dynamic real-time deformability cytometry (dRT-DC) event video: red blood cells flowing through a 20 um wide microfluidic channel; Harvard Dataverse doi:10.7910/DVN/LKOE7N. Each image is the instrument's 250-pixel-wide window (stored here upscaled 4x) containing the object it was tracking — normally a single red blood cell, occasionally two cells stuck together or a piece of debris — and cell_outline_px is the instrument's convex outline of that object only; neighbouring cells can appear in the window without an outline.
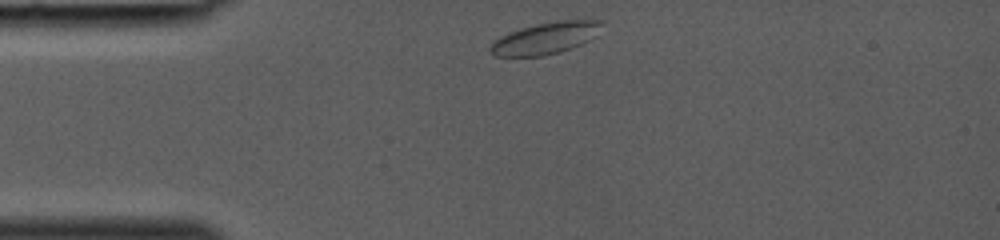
{"species": "common noctule bat (a hibernating species)", "species_latin": "Nyctalus noctula", "temperature_condition": "room temperature", "stored_images_in_passage": 27, "camera_frame_rate_fps": 3000, "um_per_image_px": 0.085, "animal": {"sex": "female", "body_mass_g": 19.0, "forearm_length_mm": 53.3}, "frame": {"image": 1, "passage_image": 1, "time_ms": 0.0, "image_size_px": [1000, 240], "cell_outline_px": [[604, 20], [596, 36], [572, 48], [560, 52], [544, 56], [496, 56], [488, 48], [500, 36], [508, 32], [520, 28], [536, 24], [556, 20]], "centroid_in_image_um": [46.38, 3.24], "position_along_channel_um": 38.6, "area_um2": 20.58}}
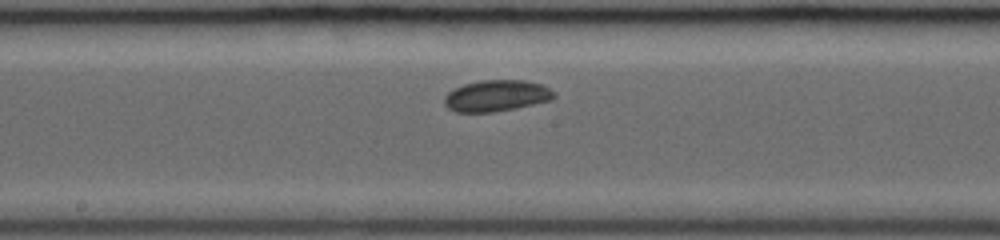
{"frame": {"image": 2, "passage_image": 13, "time_ms": 4.0, "image_size_px": [1000, 240], "cell_outline_px": [[556, 96], [552, 100], [516, 108], [492, 112], [456, 112], [448, 108], [444, 104], [444, 96], [448, 92], [464, 84], [480, 80], [524, 80], [540, 84], [556, 92]], "centroid_in_image_um": [42.21, 8.14], "position_along_channel_um": 206.0, "area_um2": 20.06}}
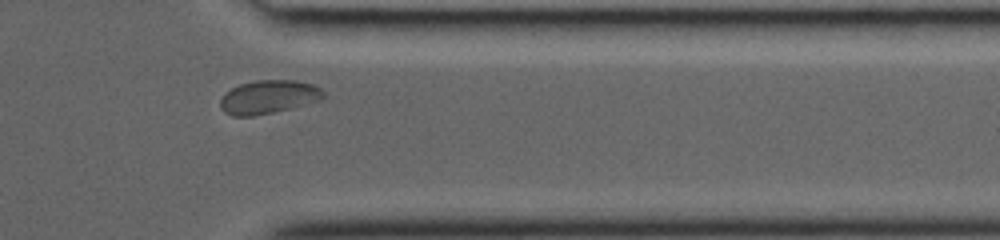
{"frame": {"image": 3, "passage_image": 24, "time_ms": 7.667, "image_size_px": [1000, 240], "cell_outline_px": [[324, 96], [320, 100], [272, 112], [252, 116], [232, 116], [224, 112], [220, 108], [220, 100], [224, 92], [240, 84], [256, 80], [296, 80], [312, 84], [320, 88], [324, 92]], "centroid_in_image_um": [22.78, 8.23], "position_along_channel_um": 388.6, "area_um2": 20.0}}